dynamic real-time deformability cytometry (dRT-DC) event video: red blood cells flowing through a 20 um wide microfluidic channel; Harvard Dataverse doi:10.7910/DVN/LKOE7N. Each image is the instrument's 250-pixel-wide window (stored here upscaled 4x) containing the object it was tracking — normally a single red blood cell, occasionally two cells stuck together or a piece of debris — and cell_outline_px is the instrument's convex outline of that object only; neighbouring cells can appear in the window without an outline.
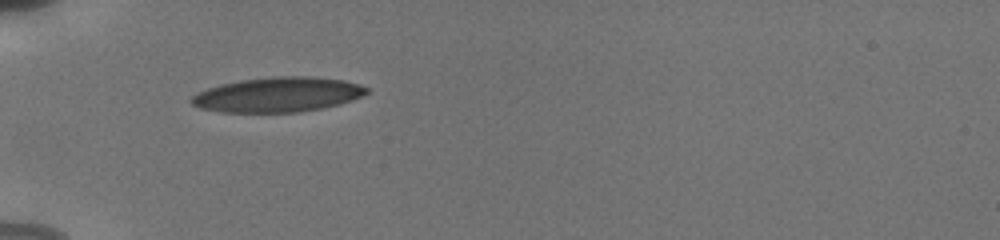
{"species": "human", "species_latin": "Homo sapiens", "temperature_condition": "cold", "stored_images_in_passage": 37, "camera_frame_rate_fps": 3000, "um_per_image_px": 0.085, "donor": {"sex": "male"}, "frame": {"image": 1, "passage_image": 1, "time_ms": 0.0, "image_size_px": [1000, 240], "cell_outline_px": [[368, 92], [352, 100], [340, 104], [300, 112], [224, 112], [200, 108], [192, 104], [188, 100], [196, 92], [220, 84], [240, 80], [272, 76], [308, 76], [344, 80], [360, 84], [368, 88]], "centroid_in_image_um": [23.59, 8.04], "position_along_channel_um": 61.4, "area_um2": 35.6}}
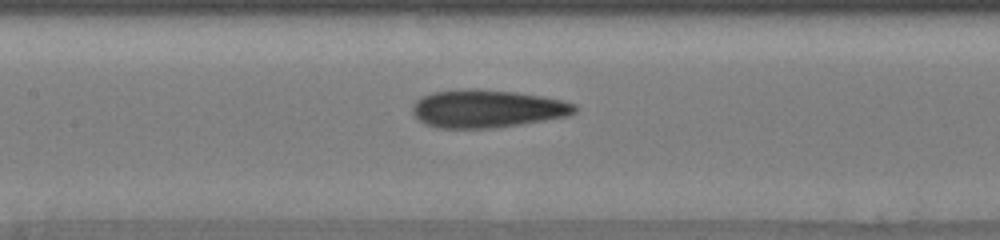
{"frame": {"image": 2, "passage_image": 10, "time_ms": 3.0, "image_size_px": [1000, 240], "cell_outline_px": [[576, 112], [568, 116], [520, 124], [492, 128], [440, 128], [424, 124], [412, 112], [412, 104], [420, 96], [432, 92], [468, 88], [476, 88], [516, 92], [544, 96], [576, 104]], "centroid_in_image_um": [41.38, 9.23], "position_along_channel_um": 166.0, "area_um2": 36.01}}
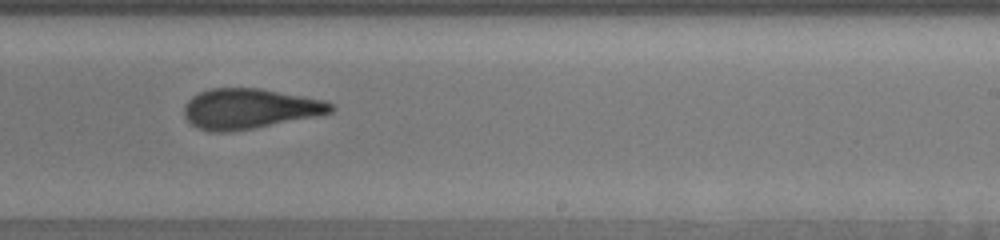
{"frame": {"image": 3, "passage_image": 18, "time_ms": 5.667, "image_size_px": [1000, 240], "cell_outline_px": [[336, 108], [332, 112], [232, 132], [212, 132], [196, 128], [184, 116], [184, 104], [192, 96], [208, 88], [260, 88], [324, 100], [332, 104]], "centroid_in_image_um": [21.14, 9.23], "position_along_channel_um": 267.9, "area_um2": 34.1}, "authors_computed_cell_mechanics": {"area_um2": 34.102, "velocity_mm_per_s": 3.8386, "shape_relaxation_time_tau1_ms": 4.4255, "shape_relaxation_time_tau2_ms": 2.2738, "deformation_change_tau1": 0.1698, "deformation_change_tau2": 0.1071}}